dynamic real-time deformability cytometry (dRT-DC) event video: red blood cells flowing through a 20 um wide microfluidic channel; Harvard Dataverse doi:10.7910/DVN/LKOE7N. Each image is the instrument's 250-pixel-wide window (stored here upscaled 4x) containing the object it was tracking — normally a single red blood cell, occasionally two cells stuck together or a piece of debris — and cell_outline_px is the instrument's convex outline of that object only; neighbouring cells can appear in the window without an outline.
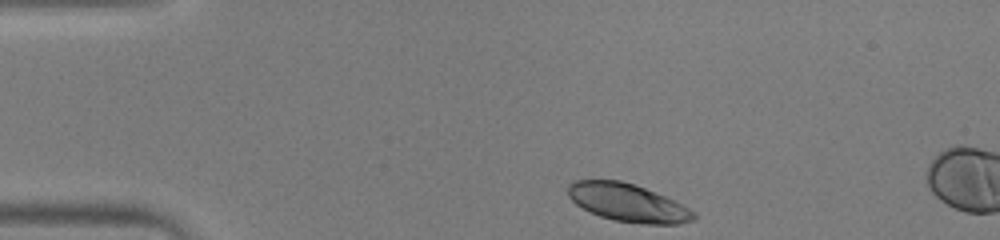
{"species": "human", "species_latin": "Homo sapiens", "temperature_condition": "warm", "stored_images_in_passage": 6, "camera_frame_rate_fps": 3000, "um_per_image_px": 0.085, "donor": {"sex": "male"}, "frame": {"image": 1, "passage_image": 1, "time_ms": 0.0, "image_size_px": [1000, 240], "cell_outline_px": [[696, 220], [676, 224], [640, 224], [612, 220], [600, 216], [576, 204], [568, 196], [568, 184], [572, 180], [620, 180], [644, 188], [664, 196], [696, 212]], "centroid_in_image_um": [53.35, 17.24], "position_along_channel_um": 31.6, "area_um2": 27.63}}